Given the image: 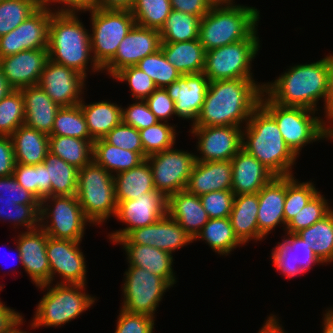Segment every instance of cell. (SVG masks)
Wrapping results in <instances>:
<instances>
[{
  "instance_id": "4316f807",
  "label": "cell",
  "mask_w": 333,
  "mask_h": 333,
  "mask_svg": "<svg viewBox=\"0 0 333 333\" xmlns=\"http://www.w3.org/2000/svg\"><path fill=\"white\" fill-rule=\"evenodd\" d=\"M114 244L123 246L128 265L146 269L167 280L172 286L176 284L177 278L172 267L173 254L149 245L132 244L126 237L117 240Z\"/></svg>"
},
{
  "instance_id": "e7e4bbea",
  "label": "cell",
  "mask_w": 333,
  "mask_h": 333,
  "mask_svg": "<svg viewBox=\"0 0 333 333\" xmlns=\"http://www.w3.org/2000/svg\"><path fill=\"white\" fill-rule=\"evenodd\" d=\"M47 196H51V182H48V170L43 163L37 164V199L41 201Z\"/></svg>"
},
{
  "instance_id": "8992f818",
  "label": "cell",
  "mask_w": 333,
  "mask_h": 333,
  "mask_svg": "<svg viewBox=\"0 0 333 333\" xmlns=\"http://www.w3.org/2000/svg\"><path fill=\"white\" fill-rule=\"evenodd\" d=\"M87 284H45L38 286L47 292L41 297L30 328L60 327L78 318L96 303L97 297L87 294Z\"/></svg>"
},
{
  "instance_id": "11e5206c",
  "label": "cell",
  "mask_w": 333,
  "mask_h": 333,
  "mask_svg": "<svg viewBox=\"0 0 333 333\" xmlns=\"http://www.w3.org/2000/svg\"><path fill=\"white\" fill-rule=\"evenodd\" d=\"M215 3H218V2H232V1H235V0H213Z\"/></svg>"
},
{
  "instance_id": "ab89813d",
  "label": "cell",
  "mask_w": 333,
  "mask_h": 333,
  "mask_svg": "<svg viewBox=\"0 0 333 333\" xmlns=\"http://www.w3.org/2000/svg\"><path fill=\"white\" fill-rule=\"evenodd\" d=\"M305 242L323 264L333 262V210L322 220L296 233Z\"/></svg>"
},
{
  "instance_id": "603a6c76",
  "label": "cell",
  "mask_w": 333,
  "mask_h": 333,
  "mask_svg": "<svg viewBox=\"0 0 333 333\" xmlns=\"http://www.w3.org/2000/svg\"><path fill=\"white\" fill-rule=\"evenodd\" d=\"M14 240L21 253V265L36 287L50 283V265L46 255L48 235L38 228L21 232ZM17 241V242H16Z\"/></svg>"
},
{
  "instance_id": "7a4b0ae2",
  "label": "cell",
  "mask_w": 333,
  "mask_h": 333,
  "mask_svg": "<svg viewBox=\"0 0 333 333\" xmlns=\"http://www.w3.org/2000/svg\"><path fill=\"white\" fill-rule=\"evenodd\" d=\"M286 70L274 81L265 82L263 93L280 106L320 111L317 103L322 99L325 105L328 92L330 55Z\"/></svg>"
},
{
  "instance_id": "9f6ffc18",
  "label": "cell",
  "mask_w": 333,
  "mask_h": 333,
  "mask_svg": "<svg viewBox=\"0 0 333 333\" xmlns=\"http://www.w3.org/2000/svg\"><path fill=\"white\" fill-rule=\"evenodd\" d=\"M155 318L120 309L114 333H153Z\"/></svg>"
},
{
  "instance_id": "9c48e42d",
  "label": "cell",
  "mask_w": 333,
  "mask_h": 333,
  "mask_svg": "<svg viewBox=\"0 0 333 333\" xmlns=\"http://www.w3.org/2000/svg\"><path fill=\"white\" fill-rule=\"evenodd\" d=\"M258 28L245 40L206 51L204 75L209 81L254 79L252 62L260 50Z\"/></svg>"
},
{
  "instance_id": "4fadbf2b",
  "label": "cell",
  "mask_w": 333,
  "mask_h": 333,
  "mask_svg": "<svg viewBox=\"0 0 333 333\" xmlns=\"http://www.w3.org/2000/svg\"><path fill=\"white\" fill-rule=\"evenodd\" d=\"M196 155L173 147L148 156L155 190L168 198L170 195L185 190Z\"/></svg>"
},
{
  "instance_id": "89a4df30",
  "label": "cell",
  "mask_w": 333,
  "mask_h": 333,
  "mask_svg": "<svg viewBox=\"0 0 333 333\" xmlns=\"http://www.w3.org/2000/svg\"><path fill=\"white\" fill-rule=\"evenodd\" d=\"M325 314L322 318V333H333V308H329L325 310Z\"/></svg>"
},
{
  "instance_id": "f35d334b",
  "label": "cell",
  "mask_w": 333,
  "mask_h": 333,
  "mask_svg": "<svg viewBox=\"0 0 333 333\" xmlns=\"http://www.w3.org/2000/svg\"><path fill=\"white\" fill-rule=\"evenodd\" d=\"M49 152L77 169L93 161V142L69 136L49 135Z\"/></svg>"
},
{
  "instance_id": "8c879c8a",
  "label": "cell",
  "mask_w": 333,
  "mask_h": 333,
  "mask_svg": "<svg viewBox=\"0 0 333 333\" xmlns=\"http://www.w3.org/2000/svg\"><path fill=\"white\" fill-rule=\"evenodd\" d=\"M26 321H22L17 327H15L10 333H31V332H27L26 330H21L19 329V327L21 328V326L23 325V323H25ZM21 325V326H20Z\"/></svg>"
},
{
  "instance_id": "ffe728a7",
  "label": "cell",
  "mask_w": 333,
  "mask_h": 333,
  "mask_svg": "<svg viewBox=\"0 0 333 333\" xmlns=\"http://www.w3.org/2000/svg\"><path fill=\"white\" fill-rule=\"evenodd\" d=\"M160 31L135 24L120 42L115 56L102 68L113 77L118 71L136 66L146 56L161 49Z\"/></svg>"
},
{
  "instance_id": "ac0fdd59",
  "label": "cell",
  "mask_w": 333,
  "mask_h": 333,
  "mask_svg": "<svg viewBox=\"0 0 333 333\" xmlns=\"http://www.w3.org/2000/svg\"><path fill=\"white\" fill-rule=\"evenodd\" d=\"M191 134L197 138L196 161H229L242 149V127L208 126L191 127Z\"/></svg>"
},
{
  "instance_id": "7bdbcfd3",
  "label": "cell",
  "mask_w": 333,
  "mask_h": 333,
  "mask_svg": "<svg viewBox=\"0 0 333 333\" xmlns=\"http://www.w3.org/2000/svg\"><path fill=\"white\" fill-rule=\"evenodd\" d=\"M50 135L69 136L94 142L88 132L80 104L61 107L58 110Z\"/></svg>"
},
{
  "instance_id": "6f0895ef",
  "label": "cell",
  "mask_w": 333,
  "mask_h": 333,
  "mask_svg": "<svg viewBox=\"0 0 333 333\" xmlns=\"http://www.w3.org/2000/svg\"><path fill=\"white\" fill-rule=\"evenodd\" d=\"M150 111L160 122H168L175 115L174 101L165 88H156L146 99Z\"/></svg>"
},
{
  "instance_id": "f6af8a7d",
  "label": "cell",
  "mask_w": 333,
  "mask_h": 333,
  "mask_svg": "<svg viewBox=\"0 0 333 333\" xmlns=\"http://www.w3.org/2000/svg\"><path fill=\"white\" fill-rule=\"evenodd\" d=\"M40 6V0H1L0 37L17 28Z\"/></svg>"
},
{
  "instance_id": "f907efd6",
  "label": "cell",
  "mask_w": 333,
  "mask_h": 333,
  "mask_svg": "<svg viewBox=\"0 0 333 333\" xmlns=\"http://www.w3.org/2000/svg\"><path fill=\"white\" fill-rule=\"evenodd\" d=\"M25 122V107L20 90H13L0 101V136H11Z\"/></svg>"
},
{
  "instance_id": "be15d7a7",
  "label": "cell",
  "mask_w": 333,
  "mask_h": 333,
  "mask_svg": "<svg viewBox=\"0 0 333 333\" xmlns=\"http://www.w3.org/2000/svg\"><path fill=\"white\" fill-rule=\"evenodd\" d=\"M24 320L21 313L3 304L0 300V333H10Z\"/></svg>"
},
{
  "instance_id": "8d00e7d4",
  "label": "cell",
  "mask_w": 333,
  "mask_h": 333,
  "mask_svg": "<svg viewBox=\"0 0 333 333\" xmlns=\"http://www.w3.org/2000/svg\"><path fill=\"white\" fill-rule=\"evenodd\" d=\"M144 160L140 153L115 147L104 138L93 142V161L113 176L138 166Z\"/></svg>"
},
{
  "instance_id": "91938a15",
  "label": "cell",
  "mask_w": 333,
  "mask_h": 333,
  "mask_svg": "<svg viewBox=\"0 0 333 333\" xmlns=\"http://www.w3.org/2000/svg\"><path fill=\"white\" fill-rule=\"evenodd\" d=\"M15 164L11 136H0V177L12 176Z\"/></svg>"
},
{
  "instance_id": "d6986e66",
  "label": "cell",
  "mask_w": 333,
  "mask_h": 333,
  "mask_svg": "<svg viewBox=\"0 0 333 333\" xmlns=\"http://www.w3.org/2000/svg\"><path fill=\"white\" fill-rule=\"evenodd\" d=\"M86 79L75 69L49 59L38 85L60 107H70L82 101Z\"/></svg>"
},
{
  "instance_id": "f546056e",
  "label": "cell",
  "mask_w": 333,
  "mask_h": 333,
  "mask_svg": "<svg viewBox=\"0 0 333 333\" xmlns=\"http://www.w3.org/2000/svg\"><path fill=\"white\" fill-rule=\"evenodd\" d=\"M231 161H196L189 177L186 190L197 196L212 191L231 190Z\"/></svg>"
},
{
  "instance_id": "3957f363",
  "label": "cell",
  "mask_w": 333,
  "mask_h": 333,
  "mask_svg": "<svg viewBox=\"0 0 333 333\" xmlns=\"http://www.w3.org/2000/svg\"><path fill=\"white\" fill-rule=\"evenodd\" d=\"M244 126L242 148L275 176L293 175L298 156L284 141L275 119L260 104Z\"/></svg>"
},
{
  "instance_id": "52a82bcc",
  "label": "cell",
  "mask_w": 333,
  "mask_h": 333,
  "mask_svg": "<svg viewBox=\"0 0 333 333\" xmlns=\"http://www.w3.org/2000/svg\"><path fill=\"white\" fill-rule=\"evenodd\" d=\"M259 104L275 119L284 141L298 157L308 144L329 140V126L318 112L303 107L280 106L264 93Z\"/></svg>"
},
{
  "instance_id": "b9f144b4",
  "label": "cell",
  "mask_w": 333,
  "mask_h": 333,
  "mask_svg": "<svg viewBox=\"0 0 333 333\" xmlns=\"http://www.w3.org/2000/svg\"><path fill=\"white\" fill-rule=\"evenodd\" d=\"M201 17L172 9L160 30L162 42L199 39Z\"/></svg>"
},
{
  "instance_id": "e575fe53",
  "label": "cell",
  "mask_w": 333,
  "mask_h": 333,
  "mask_svg": "<svg viewBox=\"0 0 333 333\" xmlns=\"http://www.w3.org/2000/svg\"><path fill=\"white\" fill-rule=\"evenodd\" d=\"M85 116L88 132L95 141L104 138L115 126L122 122V105L111 101L79 103Z\"/></svg>"
},
{
  "instance_id": "cb8c5ba5",
  "label": "cell",
  "mask_w": 333,
  "mask_h": 333,
  "mask_svg": "<svg viewBox=\"0 0 333 333\" xmlns=\"http://www.w3.org/2000/svg\"><path fill=\"white\" fill-rule=\"evenodd\" d=\"M126 238L132 244L149 245L171 254L194 242L168 214L152 225L132 230Z\"/></svg>"
},
{
  "instance_id": "d4e9b609",
  "label": "cell",
  "mask_w": 333,
  "mask_h": 333,
  "mask_svg": "<svg viewBox=\"0 0 333 333\" xmlns=\"http://www.w3.org/2000/svg\"><path fill=\"white\" fill-rule=\"evenodd\" d=\"M48 60L47 48L32 49L0 58V66L9 84L19 90L39 84Z\"/></svg>"
},
{
  "instance_id": "9a60e30c",
  "label": "cell",
  "mask_w": 333,
  "mask_h": 333,
  "mask_svg": "<svg viewBox=\"0 0 333 333\" xmlns=\"http://www.w3.org/2000/svg\"><path fill=\"white\" fill-rule=\"evenodd\" d=\"M167 214V198L159 192H145L134 200L117 203L115 217L127 225L108 234L111 243L126 237L132 230L154 224Z\"/></svg>"
},
{
  "instance_id": "680465c9",
  "label": "cell",
  "mask_w": 333,
  "mask_h": 333,
  "mask_svg": "<svg viewBox=\"0 0 333 333\" xmlns=\"http://www.w3.org/2000/svg\"><path fill=\"white\" fill-rule=\"evenodd\" d=\"M13 177L37 198V165L15 164Z\"/></svg>"
},
{
  "instance_id": "7402d4cb",
  "label": "cell",
  "mask_w": 333,
  "mask_h": 333,
  "mask_svg": "<svg viewBox=\"0 0 333 333\" xmlns=\"http://www.w3.org/2000/svg\"><path fill=\"white\" fill-rule=\"evenodd\" d=\"M209 79L204 73L183 74L165 87L168 96L174 101L176 117L195 123L205 101Z\"/></svg>"
},
{
  "instance_id": "44dd1931",
  "label": "cell",
  "mask_w": 333,
  "mask_h": 333,
  "mask_svg": "<svg viewBox=\"0 0 333 333\" xmlns=\"http://www.w3.org/2000/svg\"><path fill=\"white\" fill-rule=\"evenodd\" d=\"M310 246L296 233L285 232L282 242H278L270 254L273 267L290 280L308 272L316 264L322 265Z\"/></svg>"
},
{
  "instance_id": "74e56055",
  "label": "cell",
  "mask_w": 333,
  "mask_h": 333,
  "mask_svg": "<svg viewBox=\"0 0 333 333\" xmlns=\"http://www.w3.org/2000/svg\"><path fill=\"white\" fill-rule=\"evenodd\" d=\"M197 239L205 241L213 252L221 256H228L243 245L236 237L229 217L209 219L193 241Z\"/></svg>"
},
{
  "instance_id": "7c38bea8",
  "label": "cell",
  "mask_w": 333,
  "mask_h": 333,
  "mask_svg": "<svg viewBox=\"0 0 333 333\" xmlns=\"http://www.w3.org/2000/svg\"><path fill=\"white\" fill-rule=\"evenodd\" d=\"M124 276L121 289L124 298L120 308L155 318L156 309L165 292L173 286L167 280L138 266L128 265Z\"/></svg>"
},
{
  "instance_id": "1f68e13d",
  "label": "cell",
  "mask_w": 333,
  "mask_h": 333,
  "mask_svg": "<svg viewBox=\"0 0 333 333\" xmlns=\"http://www.w3.org/2000/svg\"><path fill=\"white\" fill-rule=\"evenodd\" d=\"M258 208V193L234 196L229 219L236 237L243 246L251 240L259 241Z\"/></svg>"
},
{
  "instance_id": "753ad0ef",
  "label": "cell",
  "mask_w": 333,
  "mask_h": 333,
  "mask_svg": "<svg viewBox=\"0 0 333 333\" xmlns=\"http://www.w3.org/2000/svg\"><path fill=\"white\" fill-rule=\"evenodd\" d=\"M16 251H17V255H16V257H17V260H19V262L20 263H22V259H21V253L19 252V249H18V247H17V245H16ZM5 254H6V252H4ZM3 258H5V256L3 255ZM16 261V260H15ZM18 262V261H17Z\"/></svg>"
},
{
  "instance_id": "7dc6e473",
  "label": "cell",
  "mask_w": 333,
  "mask_h": 333,
  "mask_svg": "<svg viewBox=\"0 0 333 333\" xmlns=\"http://www.w3.org/2000/svg\"><path fill=\"white\" fill-rule=\"evenodd\" d=\"M176 125L158 122L156 125L139 130L144 158L168 148L174 147L176 141Z\"/></svg>"
},
{
  "instance_id": "e0dca14e",
  "label": "cell",
  "mask_w": 333,
  "mask_h": 333,
  "mask_svg": "<svg viewBox=\"0 0 333 333\" xmlns=\"http://www.w3.org/2000/svg\"><path fill=\"white\" fill-rule=\"evenodd\" d=\"M81 242L47 238L46 255L50 265V283L61 277L58 284H86L87 265Z\"/></svg>"
},
{
  "instance_id": "34e18365",
  "label": "cell",
  "mask_w": 333,
  "mask_h": 333,
  "mask_svg": "<svg viewBox=\"0 0 333 333\" xmlns=\"http://www.w3.org/2000/svg\"><path fill=\"white\" fill-rule=\"evenodd\" d=\"M329 139L333 140V125L329 127Z\"/></svg>"
},
{
  "instance_id": "816d5d0a",
  "label": "cell",
  "mask_w": 333,
  "mask_h": 333,
  "mask_svg": "<svg viewBox=\"0 0 333 333\" xmlns=\"http://www.w3.org/2000/svg\"><path fill=\"white\" fill-rule=\"evenodd\" d=\"M112 79L127 82L133 100H145L157 88L152 78L137 66L121 69Z\"/></svg>"
},
{
  "instance_id": "277c9868",
  "label": "cell",
  "mask_w": 333,
  "mask_h": 333,
  "mask_svg": "<svg viewBox=\"0 0 333 333\" xmlns=\"http://www.w3.org/2000/svg\"><path fill=\"white\" fill-rule=\"evenodd\" d=\"M47 49L51 61L75 69L85 77L91 67V72L102 71L93 59L90 32L80 21L79 12L52 14Z\"/></svg>"
},
{
  "instance_id": "ba28073f",
  "label": "cell",
  "mask_w": 333,
  "mask_h": 333,
  "mask_svg": "<svg viewBox=\"0 0 333 333\" xmlns=\"http://www.w3.org/2000/svg\"><path fill=\"white\" fill-rule=\"evenodd\" d=\"M76 197L85 217L95 226L116 214L114 176L94 161L78 170Z\"/></svg>"
},
{
  "instance_id": "6da1fadb",
  "label": "cell",
  "mask_w": 333,
  "mask_h": 333,
  "mask_svg": "<svg viewBox=\"0 0 333 333\" xmlns=\"http://www.w3.org/2000/svg\"><path fill=\"white\" fill-rule=\"evenodd\" d=\"M251 79L210 81L205 101L191 127H244L259 105L264 83Z\"/></svg>"
},
{
  "instance_id": "4dcf8cb0",
  "label": "cell",
  "mask_w": 333,
  "mask_h": 333,
  "mask_svg": "<svg viewBox=\"0 0 333 333\" xmlns=\"http://www.w3.org/2000/svg\"><path fill=\"white\" fill-rule=\"evenodd\" d=\"M19 90L25 107L24 125L50 135L56 114L61 107L53 102L39 85Z\"/></svg>"
},
{
  "instance_id": "2e32d148",
  "label": "cell",
  "mask_w": 333,
  "mask_h": 333,
  "mask_svg": "<svg viewBox=\"0 0 333 333\" xmlns=\"http://www.w3.org/2000/svg\"><path fill=\"white\" fill-rule=\"evenodd\" d=\"M55 10L41 5L17 28L0 37V58L21 51L48 48L49 24Z\"/></svg>"
},
{
  "instance_id": "bcb514c9",
  "label": "cell",
  "mask_w": 333,
  "mask_h": 333,
  "mask_svg": "<svg viewBox=\"0 0 333 333\" xmlns=\"http://www.w3.org/2000/svg\"><path fill=\"white\" fill-rule=\"evenodd\" d=\"M136 66L152 78L157 88H165L182 75L168 62L161 49L143 58Z\"/></svg>"
},
{
  "instance_id": "d590c367",
  "label": "cell",
  "mask_w": 333,
  "mask_h": 333,
  "mask_svg": "<svg viewBox=\"0 0 333 333\" xmlns=\"http://www.w3.org/2000/svg\"><path fill=\"white\" fill-rule=\"evenodd\" d=\"M116 202L134 200L145 192L155 190L152 171L147 159L138 166L114 175Z\"/></svg>"
},
{
  "instance_id": "f5cc1de1",
  "label": "cell",
  "mask_w": 333,
  "mask_h": 333,
  "mask_svg": "<svg viewBox=\"0 0 333 333\" xmlns=\"http://www.w3.org/2000/svg\"><path fill=\"white\" fill-rule=\"evenodd\" d=\"M234 196L232 190H220L203 194L199 198L209 218L217 219L230 216Z\"/></svg>"
},
{
  "instance_id": "8fae6325",
  "label": "cell",
  "mask_w": 333,
  "mask_h": 333,
  "mask_svg": "<svg viewBox=\"0 0 333 333\" xmlns=\"http://www.w3.org/2000/svg\"><path fill=\"white\" fill-rule=\"evenodd\" d=\"M39 214V226L55 239L82 242L85 227L88 223L91 226L76 195L44 197L40 201Z\"/></svg>"
},
{
  "instance_id": "a7ac6f4b",
  "label": "cell",
  "mask_w": 333,
  "mask_h": 333,
  "mask_svg": "<svg viewBox=\"0 0 333 333\" xmlns=\"http://www.w3.org/2000/svg\"><path fill=\"white\" fill-rule=\"evenodd\" d=\"M281 320L276 315H269L264 325L257 333H287L279 323Z\"/></svg>"
},
{
  "instance_id": "5bb4252c",
  "label": "cell",
  "mask_w": 333,
  "mask_h": 333,
  "mask_svg": "<svg viewBox=\"0 0 333 333\" xmlns=\"http://www.w3.org/2000/svg\"><path fill=\"white\" fill-rule=\"evenodd\" d=\"M40 201L12 176L0 177V219L26 230L39 227Z\"/></svg>"
},
{
  "instance_id": "30bf717a",
  "label": "cell",
  "mask_w": 333,
  "mask_h": 333,
  "mask_svg": "<svg viewBox=\"0 0 333 333\" xmlns=\"http://www.w3.org/2000/svg\"><path fill=\"white\" fill-rule=\"evenodd\" d=\"M90 12L91 52L102 69L116 54L120 42L136 24L131 10L92 8Z\"/></svg>"
},
{
  "instance_id": "83f0119b",
  "label": "cell",
  "mask_w": 333,
  "mask_h": 333,
  "mask_svg": "<svg viewBox=\"0 0 333 333\" xmlns=\"http://www.w3.org/2000/svg\"><path fill=\"white\" fill-rule=\"evenodd\" d=\"M234 195L258 193L275 175L243 148L230 160Z\"/></svg>"
},
{
  "instance_id": "484cf974",
  "label": "cell",
  "mask_w": 333,
  "mask_h": 333,
  "mask_svg": "<svg viewBox=\"0 0 333 333\" xmlns=\"http://www.w3.org/2000/svg\"><path fill=\"white\" fill-rule=\"evenodd\" d=\"M285 196L286 176H275L259 190L257 213L259 241L265 239L277 226L283 225L282 229L285 231L287 226L284 217Z\"/></svg>"
},
{
  "instance_id": "6125c7cd",
  "label": "cell",
  "mask_w": 333,
  "mask_h": 333,
  "mask_svg": "<svg viewBox=\"0 0 333 333\" xmlns=\"http://www.w3.org/2000/svg\"><path fill=\"white\" fill-rule=\"evenodd\" d=\"M62 4L61 8L58 6L56 9L50 7L52 4ZM64 4V5H63ZM42 5L51 9H55V12H81L85 13L86 10L96 7V0H42Z\"/></svg>"
},
{
  "instance_id": "94428289",
  "label": "cell",
  "mask_w": 333,
  "mask_h": 333,
  "mask_svg": "<svg viewBox=\"0 0 333 333\" xmlns=\"http://www.w3.org/2000/svg\"><path fill=\"white\" fill-rule=\"evenodd\" d=\"M172 9L203 17L215 3L213 0H170Z\"/></svg>"
},
{
  "instance_id": "ee69618b",
  "label": "cell",
  "mask_w": 333,
  "mask_h": 333,
  "mask_svg": "<svg viewBox=\"0 0 333 333\" xmlns=\"http://www.w3.org/2000/svg\"><path fill=\"white\" fill-rule=\"evenodd\" d=\"M171 11L170 0H135L131 9L137 25L159 31L164 26Z\"/></svg>"
},
{
  "instance_id": "11a10c76",
  "label": "cell",
  "mask_w": 333,
  "mask_h": 333,
  "mask_svg": "<svg viewBox=\"0 0 333 333\" xmlns=\"http://www.w3.org/2000/svg\"><path fill=\"white\" fill-rule=\"evenodd\" d=\"M122 122L136 128L138 131L160 122L150 111L145 100H135L126 108L122 107Z\"/></svg>"
},
{
  "instance_id": "db71d44e",
  "label": "cell",
  "mask_w": 333,
  "mask_h": 333,
  "mask_svg": "<svg viewBox=\"0 0 333 333\" xmlns=\"http://www.w3.org/2000/svg\"><path fill=\"white\" fill-rule=\"evenodd\" d=\"M104 139L115 147L138 152L144 157L140 132L132 126L121 122L115 126Z\"/></svg>"
},
{
  "instance_id": "836d02e7",
  "label": "cell",
  "mask_w": 333,
  "mask_h": 333,
  "mask_svg": "<svg viewBox=\"0 0 333 333\" xmlns=\"http://www.w3.org/2000/svg\"><path fill=\"white\" fill-rule=\"evenodd\" d=\"M169 63L183 74L202 73L205 67L206 50L199 39L181 42H162Z\"/></svg>"
},
{
  "instance_id": "5b68a950",
  "label": "cell",
  "mask_w": 333,
  "mask_h": 333,
  "mask_svg": "<svg viewBox=\"0 0 333 333\" xmlns=\"http://www.w3.org/2000/svg\"><path fill=\"white\" fill-rule=\"evenodd\" d=\"M259 19L256 7L234 1L214 3L201 18L199 40L206 51L245 40L257 29Z\"/></svg>"
},
{
  "instance_id": "2644e50d",
  "label": "cell",
  "mask_w": 333,
  "mask_h": 333,
  "mask_svg": "<svg viewBox=\"0 0 333 333\" xmlns=\"http://www.w3.org/2000/svg\"><path fill=\"white\" fill-rule=\"evenodd\" d=\"M15 90L7 81V78L3 74V70L0 66V101Z\"/></svg>"
},
{
  "instance_id": "f1b7e54d",
  "label": "cell",
  "mask_w": 333,
  "mask_h": 333,
  "mask_svg": "<svg viewBox=\"0 0 333 333\" xmlns=\"http://www.w3.org/2000/svg\"><path fill=\"white\" fill-rule=\"evenodd\" d=\"M167 214L193 239L210 219L199 196L186 189L167 198Z\"/></svg>"
},
{
  "instance_id": "60d3db41",
  "label": "cell",
  "mask_w": 333,
  "mask_h": 333,
  "mask_svg": "<svg viewBox=\"0 0 333 333\" xmlns=\"http://www.w3.org/2000/svg\"><path fill=\"white\" fill-rule=\"evenodd\" d=\"M43 164L51 182V196H71L77 193L78 170L58 156L48 152Z\"/></svg>"
},
{
  "instance_id": "c3c4849f",
  "label": "cell",
  "mask_w": 333,
  "mask_h": 333,
  "mask_svg": "<svg viewBox=\"0 0 333 333\" xmlns=\"http://www.w3.org/2000/svg\"><path fill=\"white\" fill-rule=\"evenodd\" d=\"M312 181L301 182L295 176H286L284 217L287 224L318 192Z\"/></svg>"
},
{
  "instance_id": "003e7915",
  "label": "cell",
  "mask_w": 333,
  "mask_h": 333,
  "mask_svg": "<svg viewBox=\"0 0 333 333\" xmlns=\"http://www.w3.org/2000/svg\"><path fill=\"white\" fill-rule=\"evenodd\" d=\"M135 0H96V8L131 10Z\"/></svg>"
},
{
  "instance_id": "681fc988",
  "label": "cell",
  "mask_w": 333,
  "mask_h": 333,
  "mask_svg": "<svg viewBox=\"0 0 333 333\" xmlns=\"http://www.w3.org/2000/svg\"><path fill=\"white\" fill-rule=\"evenodd\" d=\"M333 207L327 199L318 191L309 202L299 211L286 226V233H297L301 229L308 228L315 222L327 216Z\"/></svg>"
},
{
  "instance_id": "d6a6232c",
  "label": "cell",
  "mask_w": 333,
  "mask_h": 333,
  "mask_svg": "<svg viewBox=\"0 0 333 333\" xmlns=\"http://www.w3.org/2000/svg\"><path fill=\"white\" fill-rule=\"evenodd\" d=\"M15 163L42 164L49 152V135L25 125L19 126L11 135Z\"/></svg>"
},
{
  "instance_id": "03108f58",
  "label": "cell",
  "mask_w": 333,
  "mask_h": 333,
  "mask_svg": "<svg viewBox=\"0 0 333 333\" xmlns=\"http://www.w3.org/2000/svg\"><path fill=\"white\" fill-rule=\"evenodd\" d=\"M324 118L328 121L329 127L333 125V54H330V70H329V83L328 92L325 105L323 106ZM331 121V122H330Z\"/></svg>"
}]
</instances>
